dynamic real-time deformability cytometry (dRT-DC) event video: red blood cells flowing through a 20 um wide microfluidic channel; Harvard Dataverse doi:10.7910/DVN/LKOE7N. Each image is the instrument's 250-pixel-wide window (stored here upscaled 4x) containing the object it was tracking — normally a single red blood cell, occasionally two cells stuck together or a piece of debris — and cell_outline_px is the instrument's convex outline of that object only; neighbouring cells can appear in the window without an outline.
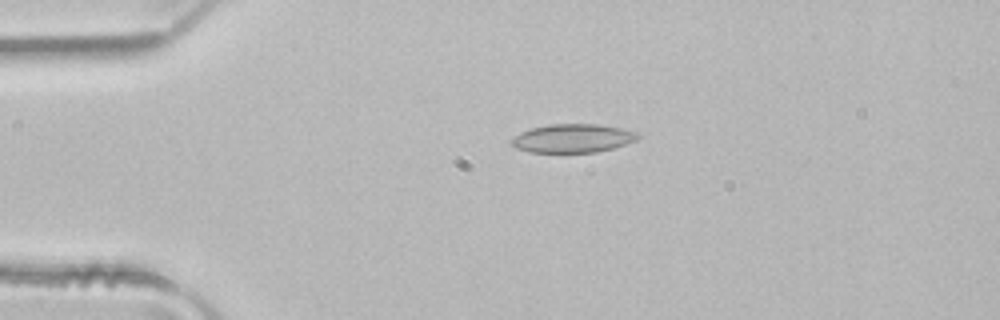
{"species": "common noctule bat (a hibernating species)", "species_latin": "Nyctalus noctula", "temperature_condition": "room temperature", "stored_images_in_passage": 2, "camera_frame_rate_fps": 3000, "um_per_image_px": 0.085, "animal": {"sex": "male", "body_mass_g": 21.5, "forearm_length_mm": 52.0}, "frame": {"image": 1, "passage_image": 1, "time_ms": 0.0, "image_size_px": [1000, 320], "cell_outline_px": [[640, 136], [636, 140], [612, 148], [596, 152], [528, 152], [516, 148], [512, 144], [512, 140], [520, 132], [532, 128], [552, 124], [600, 124], [624, 128], [640, 132]], "centroid_in_image_um": [48.74, 11.74], "position_along_channel_um": 36.3, "area_um2": 20.98}}